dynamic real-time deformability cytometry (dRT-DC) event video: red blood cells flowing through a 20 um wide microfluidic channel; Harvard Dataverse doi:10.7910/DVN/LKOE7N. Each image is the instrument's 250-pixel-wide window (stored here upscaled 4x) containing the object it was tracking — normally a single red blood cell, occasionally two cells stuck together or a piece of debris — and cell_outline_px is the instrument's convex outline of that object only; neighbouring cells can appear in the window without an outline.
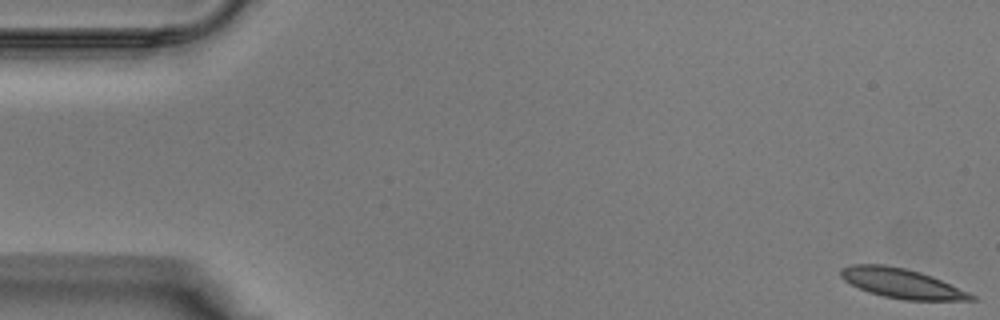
{"species": "Egyptian fruit bat (a non-hibernating species)", "species_latin": "Rousettus aegyptiacus", "temperature_condition": "warm", "stored_images_in_passage": 7, "camera_frame_rate_fps": 3000, "um_per_image_px": 0.085, "animal": {"sex": "male"}, "frame": {"image": 1, "passage_image": 1, "time_ms": 0.0, "image_size_px": [1000, 320], "cell_outline_px": [[976, 300], [904, 300], [884, 296], [868, 292], [844, 280], [840, 276], [840, 268], [848, 264], [884, 264], [904, 268], [920, 272], [932, 276], [968, 292], [976, 296]], "centroid_in_image_um": [76.61, 24.07], "position_along_channel_um": 8.4, "area_um2": 22.43}}